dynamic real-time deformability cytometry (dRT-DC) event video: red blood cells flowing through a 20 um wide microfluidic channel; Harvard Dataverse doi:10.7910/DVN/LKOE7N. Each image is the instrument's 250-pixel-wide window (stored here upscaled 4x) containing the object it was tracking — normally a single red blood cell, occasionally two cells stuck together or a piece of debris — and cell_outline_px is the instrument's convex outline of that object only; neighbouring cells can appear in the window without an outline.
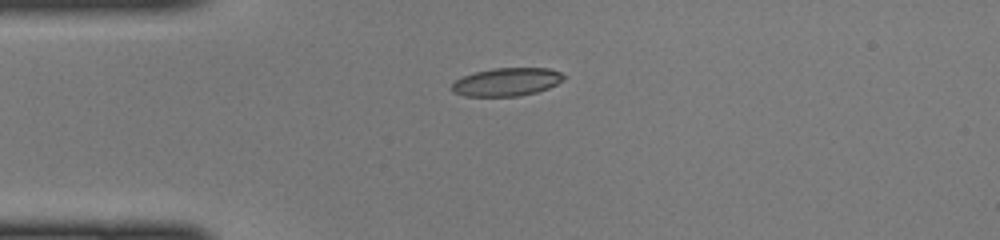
{"species": "common noctule bat (a hibernating species)", "species_latin": "Nyctalus noctula", "temperature_condition": "cold", "stored_images_in_passage": 36, "camera_frame_rate_fps": 3000, "um_per_image_px": 0.085, "animal": {"sex": "female", "body_mass_g": 22.0, "forearm_length_mm": 56.7}, "frame": {"image": 1, "passage_image": 1, "time_ms": 0.0, "image_size_px": [1000, 240], "cell_outline_px": [[568, 76], [564, 80], [548, 88], [536, 92], [520, 96], [464, 96], [452, 92], [452, 84], [456, 80], [464, 76], [476, 72], [492, 68], [548, 68], [560, 72]], "centroid_in_image_um": [43.1, 6.96], "position_along_channel_um": 41.9, "area_um2": 18.38}}
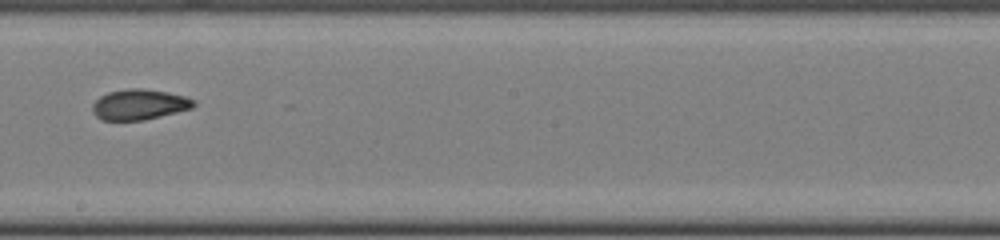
{"frame": {"image": 2, "passage_image": 16, "time_ms": 5.0, "image_size_px": [1000, 240], "cell_outline_px": [[196, 104], [192, 108], [144, 120], [100, 120], [92, 112], [92, 104], [100, 96], [108, 92], [128, 88], [140, 88], [168, 92], [184, 96], [196, 100]], "centroid_in_image_um": [11.82, 8.88], "position_along_channel_um": 236.4, "area_um2": 18.03}}
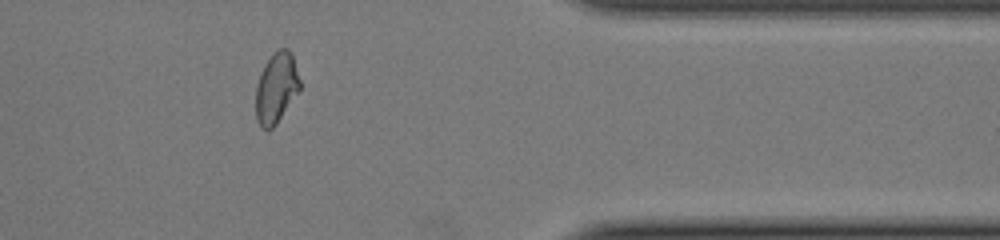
{"frame": {"image": 3, "passage_image": 28, "time_ms": 9.0, "image_size_px": [1000, 240], "cell_outline_px": [[300, 92], [276, 124], [268, 132], [260, 128], [256, 120], [256, 84], [264, 64], [272, 52], [276, 48], [288, 48], [292, 52], [300, 80]], "centroid_in_image_um": [23.49, 7.47], "position_along_channel_um": 387.9, "area_um2": 18.73}}